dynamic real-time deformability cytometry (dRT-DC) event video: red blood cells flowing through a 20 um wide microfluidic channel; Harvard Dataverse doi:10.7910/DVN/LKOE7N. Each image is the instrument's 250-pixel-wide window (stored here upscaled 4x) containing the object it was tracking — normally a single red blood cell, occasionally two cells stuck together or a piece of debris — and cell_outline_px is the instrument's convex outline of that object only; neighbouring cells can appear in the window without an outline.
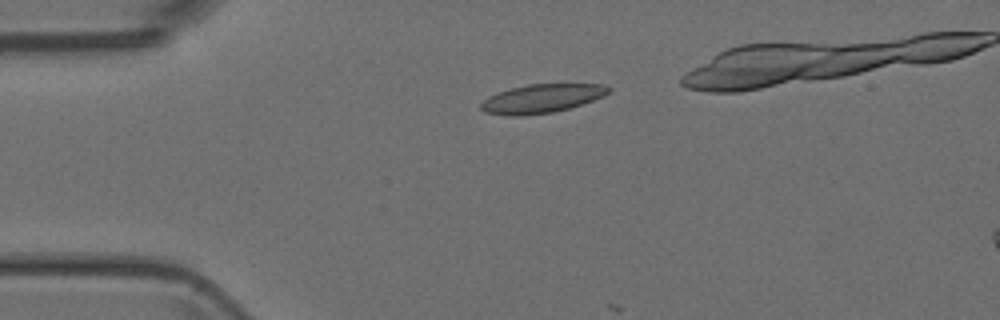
{"species": "Egyptian fruit bat (a non-hibernating species)", "species_latin": "Rousettus aegyptiacus", "temperature_condition": "room temperature", "stored_images_in_passage": 4, "camera_frame_rate_fps": 3000, "um_per_image_px": 0.085, "animal": {"sex": "female"}, "frame": {"image": 1, "passage_image": 2, "time_ms": 1.333, "image_size_px": [1000, 320], "cell_outline_px": [[612, 92], [604, 96], [568, 108], [552, 112], [524, 116], [512, 116], [484, 112], [480, 108], [480, 104], [488, 96], [512, 88], [528, 84], [604, 84], [612, 88]], "centroid_in_image_um": [46.06, 8.37], "position_along_channel_um": 38.9, "area_um2": 21.27}}